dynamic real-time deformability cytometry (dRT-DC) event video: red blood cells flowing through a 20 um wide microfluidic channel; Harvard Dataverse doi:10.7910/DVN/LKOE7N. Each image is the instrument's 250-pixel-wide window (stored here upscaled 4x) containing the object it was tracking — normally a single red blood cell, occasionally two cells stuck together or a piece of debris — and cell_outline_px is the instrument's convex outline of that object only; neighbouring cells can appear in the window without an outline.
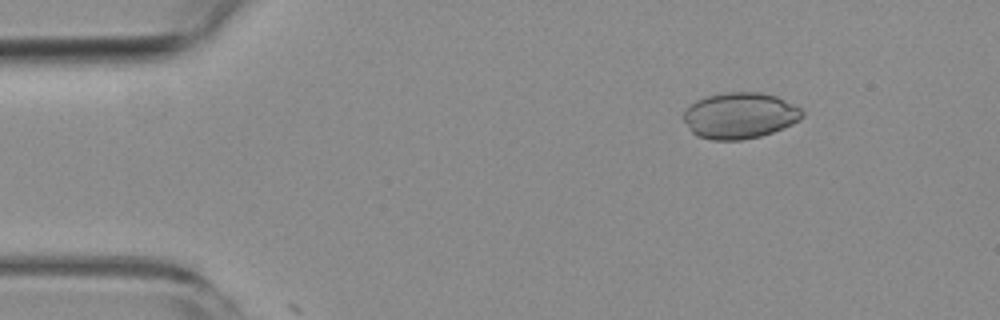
{"species": "common noctule bat (a hibernating species)", "species_latin": "Nyctalus noctula", "temperature_condition": "room temperature", "stored_images_in_passage": 2, "camera_frame_rate_fps": 3000, "um_per_image_px": 0.085, "animal": {"sex": "female", "body_mass_g": 19.3, "forearm_length_mm": 54.1}, "frame": {"image": 1, "passage_image": 1, "time_ms": 0.0, "image_size_px": [1000, 320], "cell_outline_px": [[804, 116], [800, 120], [784, 128], [760, 136], [740, 140], [712, 140], [696, 136], [692, 132], [684, 120], [684, 112], [696, 100], [708, 96], [728, 92], [760, 92], [776, 96], [800, 108], [804, 112]], "centroid_in_image_um": [62.9, 9.83], "position_along_channel_um": 22.1, "area_um2": 31.73}}